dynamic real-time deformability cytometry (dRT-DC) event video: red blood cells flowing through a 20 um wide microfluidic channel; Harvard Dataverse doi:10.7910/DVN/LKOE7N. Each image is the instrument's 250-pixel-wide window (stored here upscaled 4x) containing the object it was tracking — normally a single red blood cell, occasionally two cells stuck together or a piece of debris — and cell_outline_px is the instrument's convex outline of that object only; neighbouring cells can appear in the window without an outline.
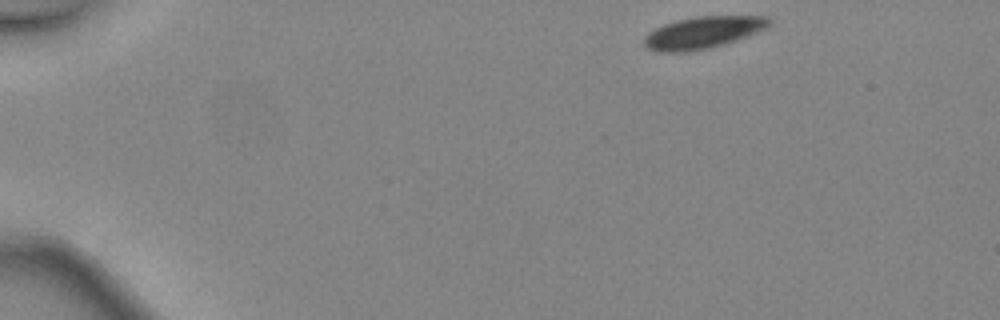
{"species": "common noctule bat (a hibernating species)", "species_latin": "Nyctalus noctula", "temperature_condition": "warm", "stored_images_in_passage": 15, "camera_frame_rate_fps": 3000, "um_per_image_px": 0.085, "animal": {"sex": "female", "body_mass_g": 24.6, "forearm_length_mm": 56.2}, "frame": {"image": 1, "passage_image": 1, "time_ms": 0.0, "image_size_px": [1000, 320], "cell_outline_px": [[772, 24], [768, 28], [736, 40], [712, 48], [688, 52], [656, 52], [648, 48], [644, 44], [644, 36], [648, 32], [664, 24], [676, 20], [696, 16], [768, 16], [772, 20]], "centroid_in_image_um": [59.77, 2.77], "position_along_channel_um": 25.2, "area_um2": 23.58}}
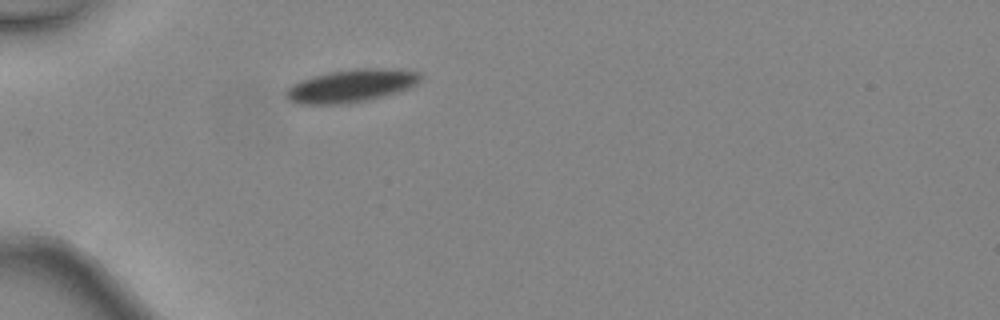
{"frame": {"image": 2, "passage_image": 9, "time_ms": 2.667, "image_size_px": [1000, 320], "cell_outline_px": [[420, 80], [416, 84], [408, 88], [384, 96], [368, 100], [344, 104], [296, 104], [288, 100], [284, 96], [284, 92], [292, 84], [316, 76], [332, 72], [360, 68], [384, 68], [420, 72]], "centroid_in_image_um": [29.83, 7.31], "position_along_channel_um": 55.2, "area_um2": 25.43}}
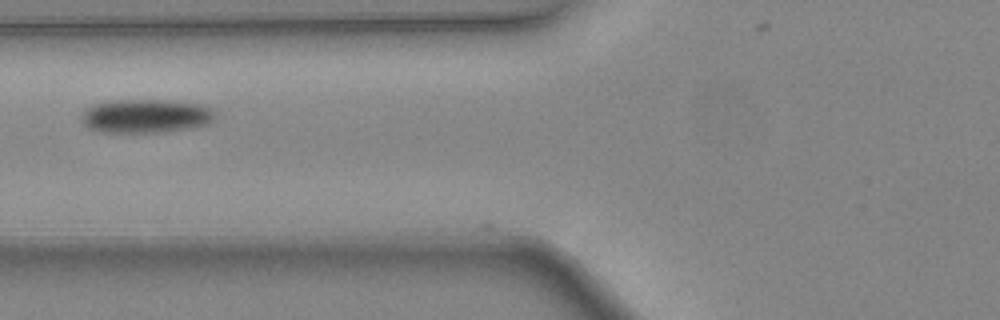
{"frame": {"image": 3, "passage_image": 14, "time_ms": 4.333, "image_size_px": [1000, 320], "cell_outline_px": [[216, 116], [208, 124], [188, 128], [164, 132], [96, 132], [88, 128], [80, 120], [84, 112], [88, 108], [96, 104], [116, 100], [168, 100], [204, 104], [212, 108], [216, 112]], "centroid_in_image_um": [12.43, 9.86], "position_along_channel_um": 113.4, "area_um2": 26.41}}